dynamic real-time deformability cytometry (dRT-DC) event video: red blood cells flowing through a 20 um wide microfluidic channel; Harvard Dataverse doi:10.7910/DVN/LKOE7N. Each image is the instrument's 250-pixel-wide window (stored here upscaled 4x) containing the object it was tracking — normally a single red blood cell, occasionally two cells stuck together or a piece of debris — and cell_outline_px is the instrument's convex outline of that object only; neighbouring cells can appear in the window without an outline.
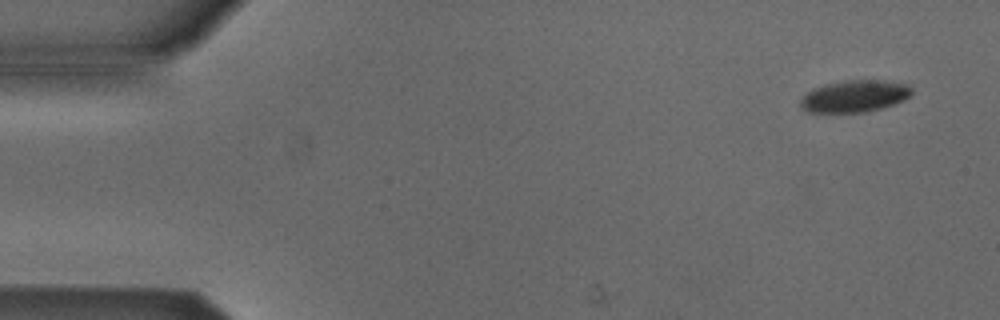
{"species": "Egyptian fruit bat (a non-hibernating species)", "species_latin": "Rousettus aegyptiacus", "temperature_condition": "cold", "stored_images_in_passage": 5, "camera_frame_rate_fps": 3000, "um_per_image_px": 0.085, "animal": {"sex": "male"}, "frame": {"image": 1, "passage_image": 1, "time_ms": 0.0, "image_size_px": [1000, 320], "cell_outline_px": [[912, 92], [904, 100], [868, 112], [804, 112], [800, 104], [800, 100], [812, 88], [824, 84], [844, 80], [884, 80], [908, 84], [912, 88]], "centroid_in_image_um": [72.62, 8.16], "position_along_channel_um": 12.4, "area_um2": 20.75}}
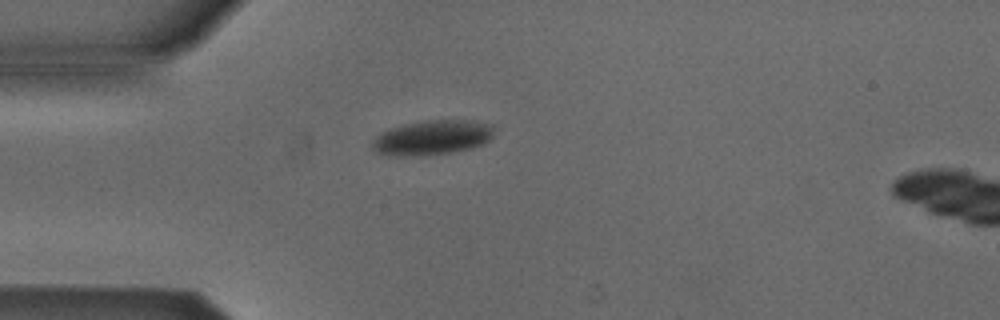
{"frame": {"image": 2, "passage_image": 4, "time_ms": 1.0, "image_size_px": [1000, 320], "cell_outline_px": [[492, 136], [484, 144], [452, 152], [424, 156], [396, 156], [376, 152], [372, 148], [372, 140], [380, 132], [388, 128], [404, 124], [428, 120], [476, 120], [492, 124]], "centroid_in_image_um": [36.71, 11.69], "position_along_channel_um": 48.3, "area_um2": 24.8}}